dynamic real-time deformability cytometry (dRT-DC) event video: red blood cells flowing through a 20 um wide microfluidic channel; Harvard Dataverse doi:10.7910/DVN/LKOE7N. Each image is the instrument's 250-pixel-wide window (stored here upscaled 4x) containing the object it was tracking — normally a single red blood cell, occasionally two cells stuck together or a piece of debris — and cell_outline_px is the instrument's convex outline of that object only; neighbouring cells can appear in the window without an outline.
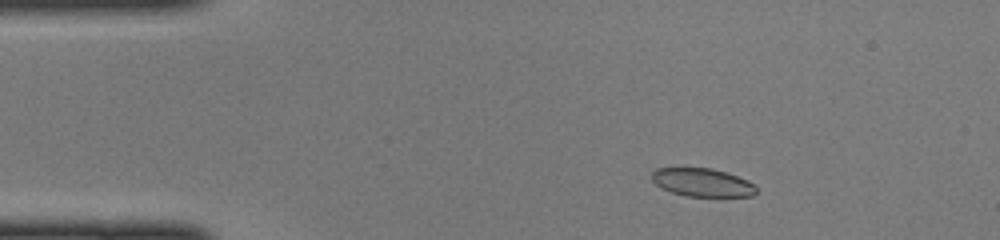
{"species": "common noctule bat (a hibernating species)", "species_latin": "Nyctalus noctula", "temperature_condition": "cold", "stored_images_in_passage": 41, "camera_frame_rate_fps": 3000, "um_per_image_px": 0.085, "animal": {"sex": "female", "body_mass_g": 22.0, "forearm_length_mm": 56.7}, "frame": {"image": 1, "passage_image": 1, "time_ms": 0.0, "image_size_px": [1000, 240], "cell_outline_px": [[756, 192], [752, 196], [684, 196], [660, 188], [652, 180], [652, 172], [656, 168], [712, 168], [748, 180], [756, 188]], "centroid_in_image_um": [59.66, 15.51], "position_along_channel_um": 25.3, "area_um2": 17.05}}
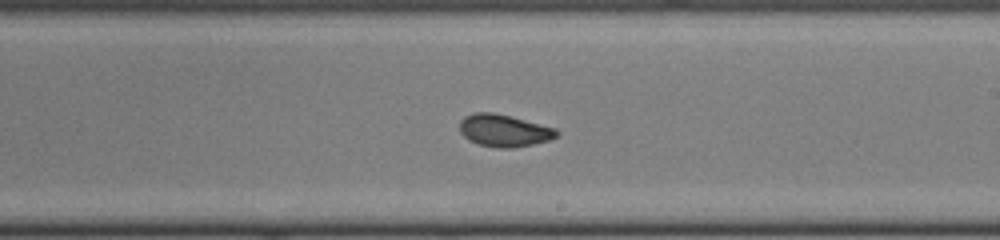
{"frame": {"image": 2, "passage_image": 21, "time_ms": 6.667, "image_size_px": [1000, 240], "cell_outline_px": [[560, 132], [556, 136], [548, 140], [532, 144], [512, 148], [496, 148], [480, 144], [468, 140], [460, 132], [460, 120], [464, 116], [476, 112], [492, 112], [556, 128]], "centroid_in_image_um": [42.82, 11.1], "position_along_channel_um": 246.2, "area_um2": 18.03}}
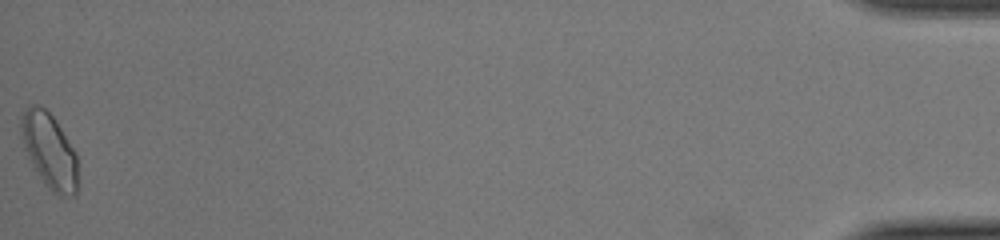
{"frame": {"image": 3, "passage_image": 41, "time_ms": 13.333, "image_size_px": [1000, 240], "cell_outline_px": [[76, 196], [56, 196], [44, 184], [24, 148], [20, 128], [20, 116], [28, 104], [36, 104], [44, 108], [52, 116], [76, 152]], "centroid_in_image_um": [4.17, 12.8], "position_along_channel_um": 431.0, "area_um2": 24.57}}